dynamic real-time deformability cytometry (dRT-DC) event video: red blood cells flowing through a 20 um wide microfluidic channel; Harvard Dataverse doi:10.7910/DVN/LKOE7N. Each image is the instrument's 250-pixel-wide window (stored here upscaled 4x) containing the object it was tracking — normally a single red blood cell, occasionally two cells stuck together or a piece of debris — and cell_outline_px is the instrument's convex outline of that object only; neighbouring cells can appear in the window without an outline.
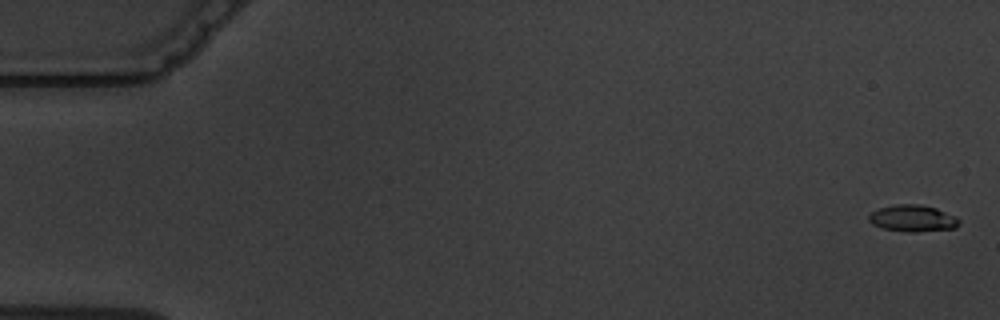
{"species": "common noctule bat (a hibernating species)", "species_latin": "Nyctalus noctula", "temperature_condition": "warm", "stored_images_in_passage": 6, "segment_of_instrument_passage": [2, 2], "camera_frame_rate_fps": 3000, "um_per_image_px": 0.085, "animal": {"sex": "male", "body_mass_g": 19.5, "forearm_length_mm": 54.6}, "frame": {"image": 1, "passage_image": 6, "time_ms": 6.667, "image_size_px": [1000, 320], "cell_outline_px": [[960, 224], [956, 228], [916, 232], [908, 232], [880, 228], [872, 224], [868, 220], [868, 216], [872, 212], [880, 208], [896, 204], [920, 204], [936, 208], [956, 216], [960, 220]], "centroid_in_image_um": [77.59, 18.56], "position_along_channel_um": 7.4, "area_um2": 14.16}}